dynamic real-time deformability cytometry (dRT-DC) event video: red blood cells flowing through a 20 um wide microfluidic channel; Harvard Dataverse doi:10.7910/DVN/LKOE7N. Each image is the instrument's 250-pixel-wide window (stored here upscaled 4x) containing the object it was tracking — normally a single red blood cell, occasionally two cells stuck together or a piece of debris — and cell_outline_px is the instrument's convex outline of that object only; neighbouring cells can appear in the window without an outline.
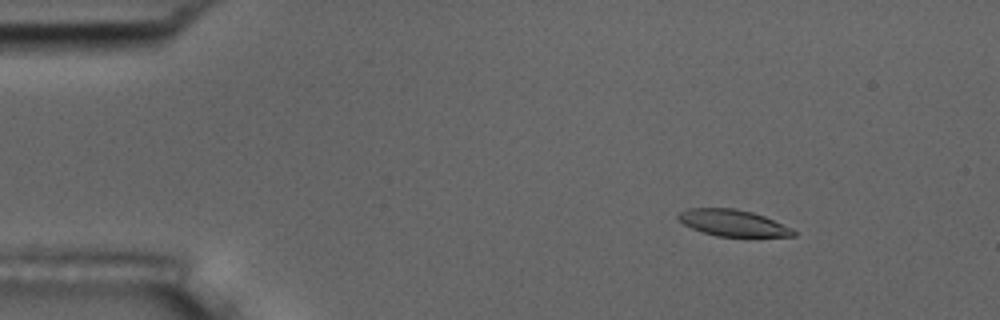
{"species": "common noctule bat (a hibernating species)", "species_latin": "Nyctalus noctula", "temperature_condition": "room temperature", "stored_images_in_passage": 8, "camera_frame_rate_fps": 3000, "um_per_image_px": 0.085, "animal": {"sex": "male", "body_mass_g": 17.5, "forearm_length_mm": 52.3}, "frame": {"image": 1, "passage_image": 3, "time_ms": 2.333, "image_size_px": [1000, 320], "cell_outline_px": [[796, 236], [716, 236], [692, 228], [684, 224], [676, 216], [680, 212], [688, 208], [736, 208], [752, 212], [764, 216], [796, 232]], "centroid_in_image_um": [62.24, 18.93], "position_along_channel_um": 22.8, "area_um2": 17.34}}
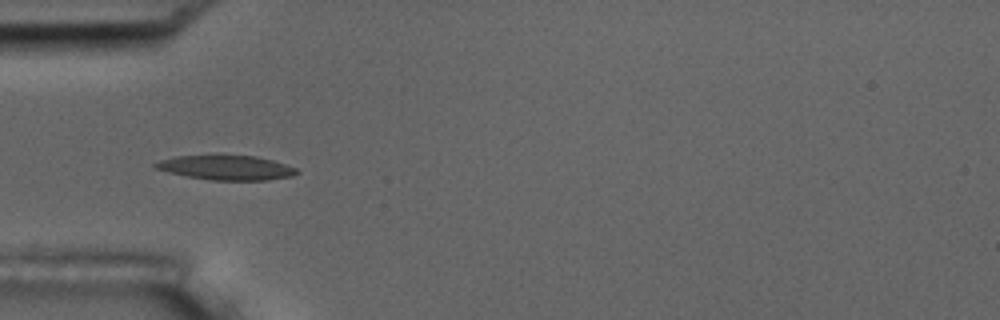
{"frame": {"image": 2, "passage_image": 6, "time_ms": 5.667, "image_size_px": [1000, 320], "cell_outline_px": [[300, 172], [292, 176], [268, 180], [212, 180], [188, 176], [168, 172], [152, 168], [152, 164], [160, 160], [176, 156], [224, 152], [256, 156], [272, 160], [296, 168]], "centroid_in_image_um": [19.18, 14.2], "position_along_channel_um": 65.8, "area_um2": 21.15}}